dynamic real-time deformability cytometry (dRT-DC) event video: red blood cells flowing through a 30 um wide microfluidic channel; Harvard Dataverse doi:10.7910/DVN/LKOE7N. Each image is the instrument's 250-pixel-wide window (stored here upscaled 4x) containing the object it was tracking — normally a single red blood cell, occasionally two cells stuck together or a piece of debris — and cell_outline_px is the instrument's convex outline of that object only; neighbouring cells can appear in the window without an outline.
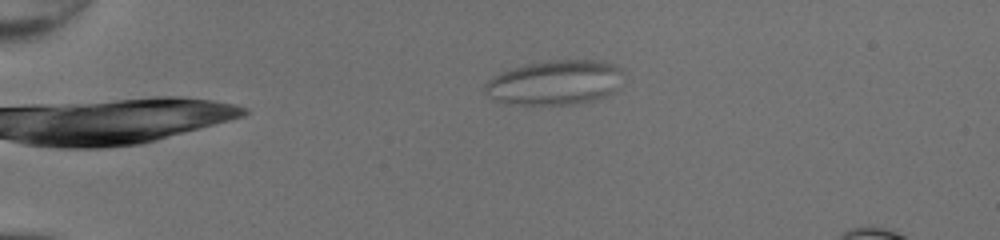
{"species": "common noctule bat (a hibernating species)", "species_latin": "Nyctalus noctula", "temperature_condition": "room temperature", "stored_images_in_passage": 43, "camera_frame_rate_fps": 3000, "um_per_image_px": 0.085, "animal": {"sex": "female", "body_mass_g": 20.0, "forearm_length_mm": 54.0}, "frame": {"image": 1, "passage_image": 4, "time_ms": 1.0, "image_size_px": [1000, 240], "cell_outline_px": [[624, 68], [616, 88], [612, 92], [604, 96], [592, 100], [572, 104], [504, 104], [496, 100], [484, 92], [484, 84], [488, 80], [512, 68], [544, 60], [596, 60], [612, 64]], "centroid_in_image_um": [47.15, 7.01], "position_along_channel_um": 37.8, "area_um2": 35.66}}
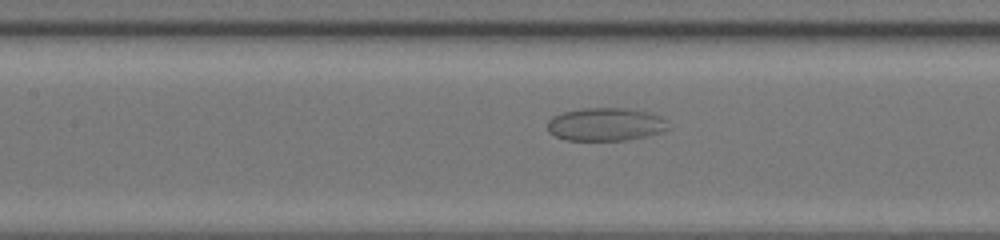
{"frame": {"image": 2, "passage_image": 17, "time_ms": 5.333, "image_size_px": [1000, 240], "cell_outline_px": [[672, 128], [648, 136], [628, 140], [564, 140], [548, 132], [548, 120], [552, 116], [564, 112], [580, 108], [624, 108], [652, 112], [668, 120]], "centroid_in_image_um": [51.53, 10.57], "position_along_channel_um": 155.9, "area_um2": 23.7}}
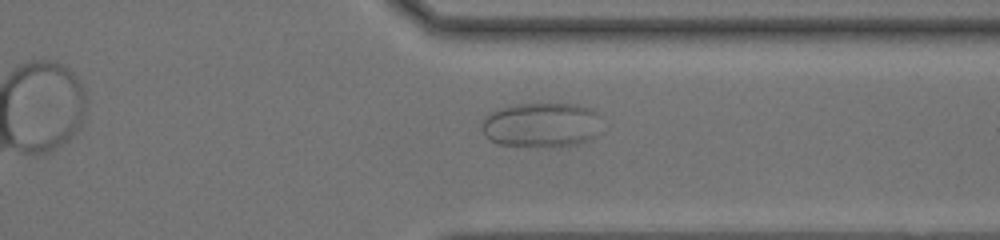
{"frame": {"image": 3, "passage_image": 32, "time_ms": 10.333, "image_size_px": [1000, 240], "cell_outline_px": [[604, 132], [592, 140], [576, 144], [556, 148], [544, 148], [500, 144], [484, 136], [480, 128], [480, 124], [484, 116], [492, 112], [516, 104], [576, 104], [592, 108], [600, 112]], "centroid_in_image_um": [46.13, 10.65], "position_along_channel_um": 365.3, "area_um2": 32.54}}